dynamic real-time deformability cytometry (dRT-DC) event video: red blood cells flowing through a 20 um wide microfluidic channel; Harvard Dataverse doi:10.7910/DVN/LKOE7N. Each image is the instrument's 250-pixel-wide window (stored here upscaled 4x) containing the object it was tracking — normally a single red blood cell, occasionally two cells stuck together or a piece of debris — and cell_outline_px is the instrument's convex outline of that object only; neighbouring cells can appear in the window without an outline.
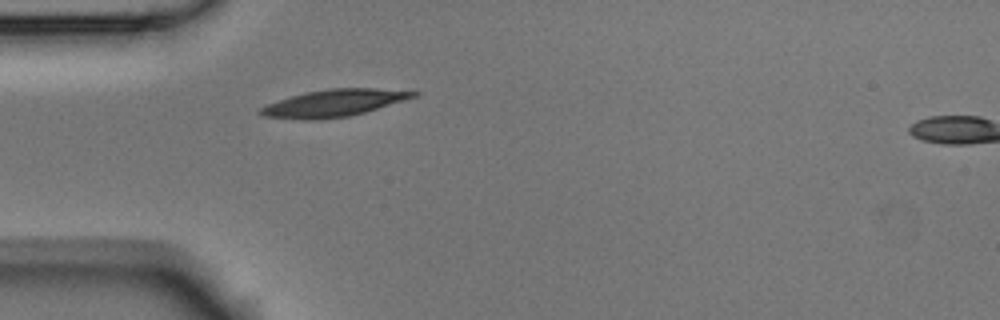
{"species": "Egyptian fruit bat (a non-hibernating species)", "species_latin": "Rousettus aegyptiacus", "temperature_condition": "room temperature", "stored_images_in_passage": 2, "segment_of_instrument_passage": [1, 2], "camera_frame_rate_fps": 3000, "um_per_image_px": 0.085, "animal": {"sex": "male"}, "frame": {"image": 1, "passage_image": 1, "time_ms": 0.0, "image_size_px": [1000, 320], "cell_outline_px": [[420, 96], [364, 112], [348, 116], [316, 120], [304, 120], [264, 116], [256, 112], [260, 108], [268, 104], [304, 92], [328, 88], [376, 88], [420, 92]], "centroid_in_image_um": [28.41, 8.75], "position_along_channel_um": 56.6, "area_um2": 24.1}}